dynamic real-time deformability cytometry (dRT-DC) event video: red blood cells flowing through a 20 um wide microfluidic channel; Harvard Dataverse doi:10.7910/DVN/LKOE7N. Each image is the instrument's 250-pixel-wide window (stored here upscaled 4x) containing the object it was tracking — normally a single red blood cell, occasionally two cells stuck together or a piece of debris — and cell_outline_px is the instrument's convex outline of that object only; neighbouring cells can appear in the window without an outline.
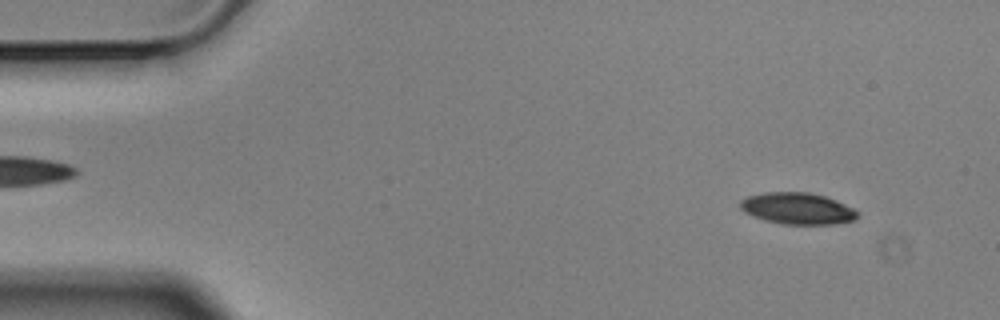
{"species": "Egyptian fruit bat (a non-hibernating species)", "species_latin": "Rousettus aegyptiacus", "temperature_condition": "cold", "stored_images_in_passage": 40, "camera_frame_rate_fps": 3000, "um_per_image_px": 0.085, "animal": {"sex": "male"}, "frame": {"image": 1, "passage_image": 5, "time_ms": 1.333, "image_size_px": [1000, 320], "cell_outline_px": [[856, 216], [852, 220], [832, 224], [784, 224], [764, 220], [744, 212], [740, 208], [740, 200], [748, 196], [764, 192], [808, 192], [824, 196], [836, 200], [852, 208], [856, 212]], "centroid_in_image_um": [67.72, 17.71], "position_along_channel_um": 17.3, "area_um2": 21.27}}
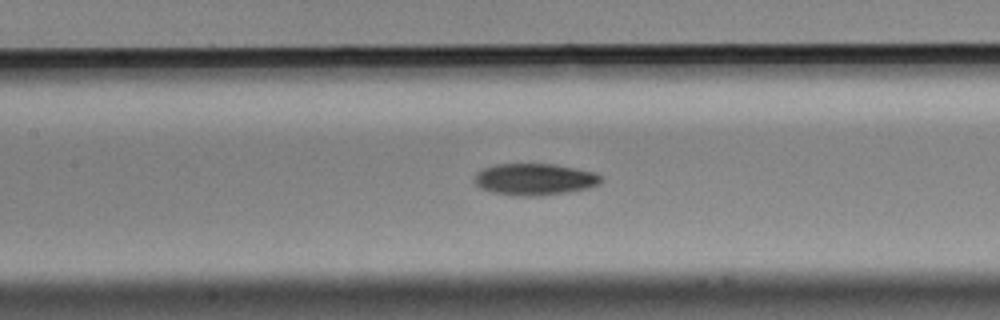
{"frame": {"image": 2, "passage_image": 25, "time_ms": 8.0, "image_size_px": [1000, 320], "cell_outline_px": [[604, 180], [600, 184], [588, 188], [540, 196], [516, 196], [492, 192], [480, 188], [472, 180], [476, 172], [480, 168], [496, 164], [556, 164], [596, 172]], "centroid_in_image_um": [45.41, 15.23], "position_along_channel_um": 162.0, "area_um2": 23.7}}
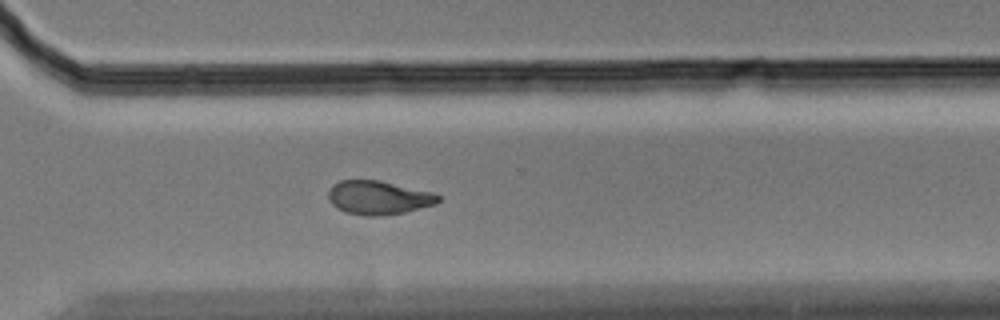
{"frame": {"image": 3, "passage_image": 40, "time_ms": 13.0, "image_size_px": [1000, 320], "cell_outline_px": [[440, 200], [436, 204], [404, 212], [380, 216], [364, 216], [344, 212], [336, 208], [328, 200], [328, 192], [332, 184], [340, 180], [380, 180], [436, 192], [440, 196]], "centroid_in_image_um": [32.17, 16.79], "position_along_channel_um": 338.4, "area_um2": 22.02}}